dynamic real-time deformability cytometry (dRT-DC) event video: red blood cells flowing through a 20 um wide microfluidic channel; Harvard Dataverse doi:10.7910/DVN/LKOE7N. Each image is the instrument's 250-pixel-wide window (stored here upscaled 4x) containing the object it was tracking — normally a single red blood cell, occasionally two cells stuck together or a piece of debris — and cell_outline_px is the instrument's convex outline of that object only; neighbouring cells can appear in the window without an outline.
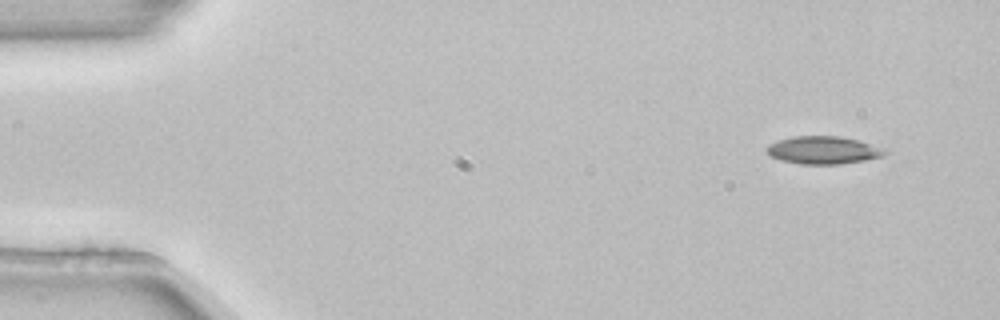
{"species": "common noctule bat (a hibernating species)", "species_latin": "Nyctalus noctula", "temperature_condition": "room temperature", "stored_images_in_passage": 3, "camera_frame_rate_fps": 3000, "um_per_image_px": 0.085, "animal": {"sex": "female", "body_mass_g": 22.7, "forearm_length_mm": 54.2}, "frame": {"image": 1, "passage_image": 1, "time_ms": 0.0, "image_size_px": [1000, 320], "cell_outline_px": [[888, 152], [884, 156], [864, 160], [840, 164], [800, 164], [780, 160], [772, 156], [764, 148], [768, 144], [792, 136], [840, 136], [856, 140], [880, 148]], "centroid_in_image_um": [69.93, 12.76], "position_along_channel_um": 15.1, "area_um2": 18.84}}